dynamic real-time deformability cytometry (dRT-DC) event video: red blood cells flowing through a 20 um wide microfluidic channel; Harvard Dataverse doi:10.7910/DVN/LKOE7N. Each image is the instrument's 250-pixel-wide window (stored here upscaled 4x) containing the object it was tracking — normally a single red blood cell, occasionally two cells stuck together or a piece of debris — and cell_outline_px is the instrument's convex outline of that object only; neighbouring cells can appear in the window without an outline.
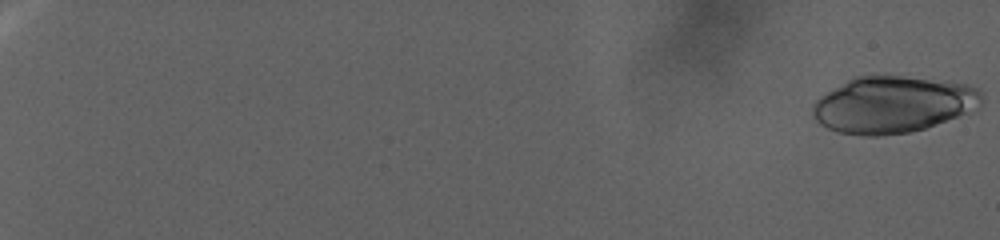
{"species": "human", "species_latin": "Homo sapiens", "temperature_condition": "warm", "stored_images_in_passage": 2, "segment_of_instrument_passage": [1, 2], "camera_frame_rate_fps": 3000, "um_per_image_px": 0.085, "donor": {"sex": "female"}, "frame": {"image": 1, "passage_image": 1, "time_ms": 0.0, "image_size_px": [1000, 240], "cell_outline_px": [[984, 100], [980, 108], [924, 128], [908, 132], [880, 136], [864, 136], [836, 132], [820, 124], [812, 116], [812, 104], [820, 96], [848, 80], [856, 76], [900, 76], [948, 80], [968, 84], [984, 92]], "centroid_in_image_um": [75.93, 8.88], "position_along_channel_um": 9.1, "area_um2": 56.12}}